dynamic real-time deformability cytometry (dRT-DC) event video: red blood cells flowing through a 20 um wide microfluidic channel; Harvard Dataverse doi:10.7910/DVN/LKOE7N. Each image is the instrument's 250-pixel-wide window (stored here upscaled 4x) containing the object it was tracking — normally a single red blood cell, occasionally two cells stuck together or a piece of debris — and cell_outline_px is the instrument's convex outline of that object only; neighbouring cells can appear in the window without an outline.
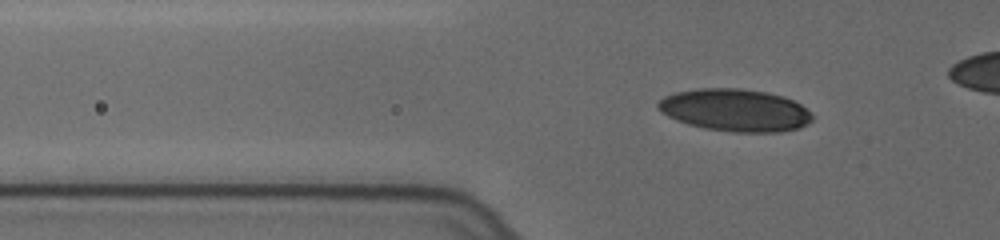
{"species": "human", "species_latin": "Homo sapiens", "temperature_condition": "cold", "stored_images_in_passage": 46, "camera_frame_rate_fps": 3000, "um_per_image_px": 0.085, "donor": {"sex": "female"}, "frame": {"image": 1, "passage_image": 13, "time_ms": 4.0, "image_size_px": [1000, 240], "cell_outline_px": [[812, 120], [796, 128], [776, 132], [736, 132], [704, 128], [688, 124], [668, 116], [656, 104], [664, 96], [676, 92], [700, 88], [740, 88], [768, 92], [784, 96], [800, 104], [812, 116]], "centroid_in_image_um": [62.47, 9.35], "position_along_channel_um": 63.3, "area_um2": 37.63}}
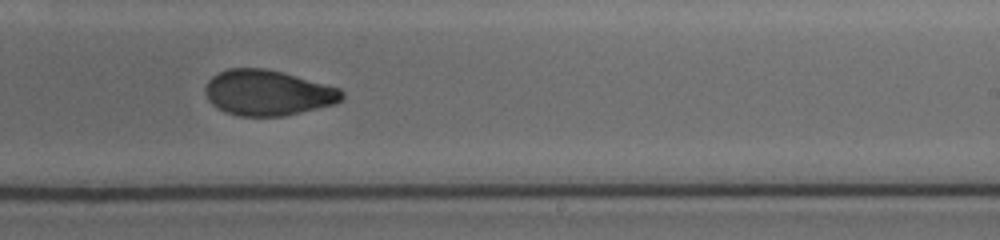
{"frame": {"image": 2, "passage_image": 31, "time_ms": 10.0, "image_size_px": [1000, 240], "cell_outline_px": [[344, 96], [336, 104], [284, 116], [240, 116], [228, 112], [212, 104], [208, 100], [204, 88], [208, 80], [212, 76], [228, 68], [264, 68], [280, 72], [340, 88], [344, 92]], "centroid_in_image_um": [22.76, 7.89], "position_along_channel_um": 266.2, "area_um2": 35.95}}
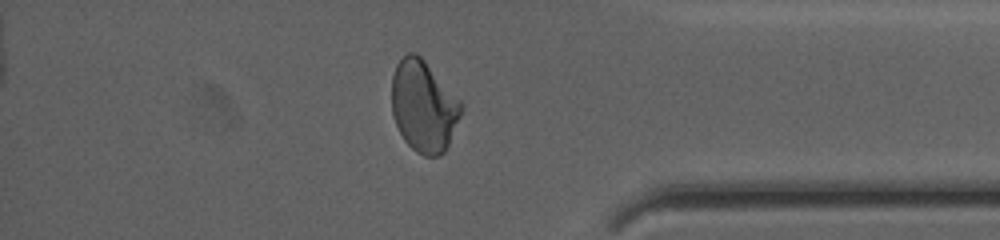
{"frame": {"image": 3, "passage_image": 43, "time_ms": 14.0, "image_size_px": [1000, 240], "cell_outline_px": [[464, 108], [448, 144], [444, 152], [440, 156], [424, 156], [416, 152], [404, 140], [392, 116], [392, 76], [396, 64], [408, 52], [416, 52], [424, 60], [464, 104]], "centroid_in_image_um": [36.01, 9.03], "position_along_channel_um": 399.2, "area_um2": 36.99}}